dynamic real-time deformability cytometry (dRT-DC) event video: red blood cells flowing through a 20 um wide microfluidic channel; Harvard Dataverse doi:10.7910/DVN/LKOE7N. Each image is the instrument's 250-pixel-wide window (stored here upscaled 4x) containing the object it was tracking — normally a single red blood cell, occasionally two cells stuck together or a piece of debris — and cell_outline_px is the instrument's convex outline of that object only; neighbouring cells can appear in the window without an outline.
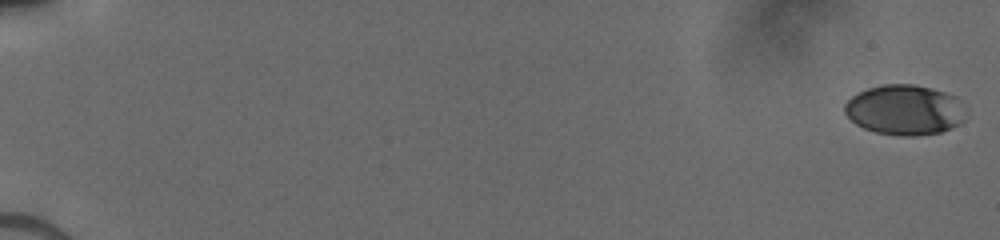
{"species": "human", "species_latin": "Homo sapiens", "temperature_condition": "cold", "stored_images_in_passage": 52, "camera_frame_rate_fps": 3000, "um_per_image_px": 0.085, "donor": {"sex": "male"}, "frame": {"image": 1, "passage_image": 1, "time_ms": 0.0, "image_size_px": [1000, 240], "cell_outline_px": [[964, 120], [940, 132], [916, 136], [904, 136], [876, 132], [864, 128], [856, 124], [844, 112], [844, 104], [852, 96], [868, 88], [884, 84], [912, 84], [932, 88], [956, 96]], "centroid_in_image_um": [76.83, 9.33], "position_along_channel_um": 8.2, "area_um2": 34.8}}
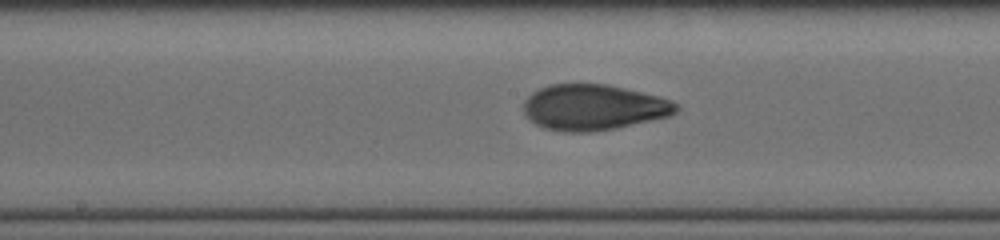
{"frame": {"image": 2, "passage_image": 30, "time_ms": 9.667, "image_size_px": [1000, 240], "cell_outline_px": [[680, 108], [676, 112], [668, 116], [616, 128], [592, 132], [564, 132], [544, 128], [536, 124], [524, 116], [524, 100], [532, 92], [548, 84], [604, 84], [624, 88], [672, 100]], "centroid_in_image_um": [50.4, 9.13], "position_along_channel_um": 197.8, "area_um2": 40.58}}
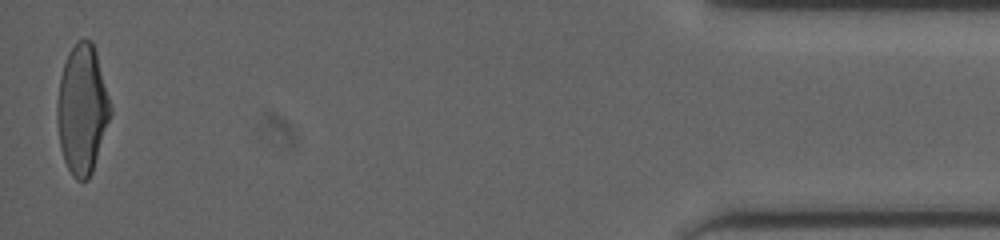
{"frame": {"image": 3, "passage_image": 52, "time_ms": 17.0, "image_size_px": [1000, 240], "cell_outline_px": [[112, 112], [92, 172], [88, 180], [76, 180], [72, 176], [64, 160], [60, 148], [56, 120], [56, 104], [60, 76], [68, 52], [76, 40], [92, 40], [96, 52], [112, 108]], "centroid_in_image_um": [6.97, 9.3], "position_along_channel_um": 428.2, "area_um2": 40.23}}